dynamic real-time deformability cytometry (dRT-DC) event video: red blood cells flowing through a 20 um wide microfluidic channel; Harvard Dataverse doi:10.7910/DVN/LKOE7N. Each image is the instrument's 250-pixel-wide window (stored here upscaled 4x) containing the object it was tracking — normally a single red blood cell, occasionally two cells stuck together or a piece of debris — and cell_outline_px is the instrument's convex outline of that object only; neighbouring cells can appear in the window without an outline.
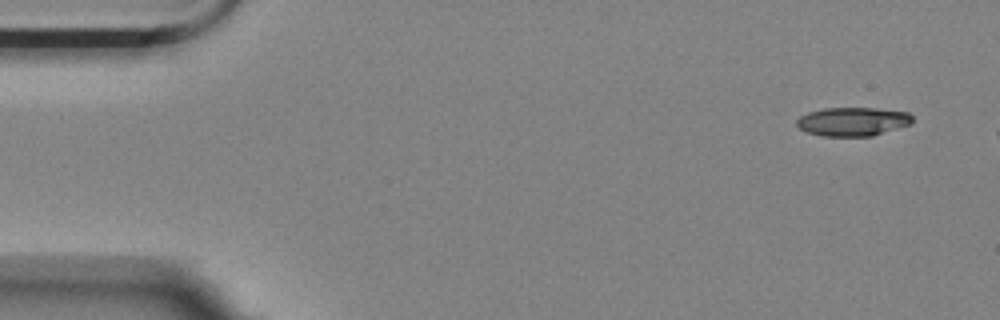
{"species": "Egyptian fruit bat (a non-hibernating species)", "species_latin": "Rousettus aegyptiacus", "temperature_condition": "room temperature", "stored_images_in_passage": 3, "camera_frame_rate_fps": 3000, "um_per_image_px": 0.085, "animal": {"sex": "female"}, "frame": {"image": 1, "passage_image": 1, "time_ms": 0.0, "image_size_px": [1000, 320], "cell_outline_px": [[912, 124], [872, 136], [820, 136], [808, 132], [800, 128], [796, 124], [796, 120], [800, 116], [808, 112], [824, 108], [876, 108], [908, 112], [912, 116]], "centroid_in_image_um": [72.49, 10.33], "position_along_channel_um": 12.5, "area_um2": 19.42}}